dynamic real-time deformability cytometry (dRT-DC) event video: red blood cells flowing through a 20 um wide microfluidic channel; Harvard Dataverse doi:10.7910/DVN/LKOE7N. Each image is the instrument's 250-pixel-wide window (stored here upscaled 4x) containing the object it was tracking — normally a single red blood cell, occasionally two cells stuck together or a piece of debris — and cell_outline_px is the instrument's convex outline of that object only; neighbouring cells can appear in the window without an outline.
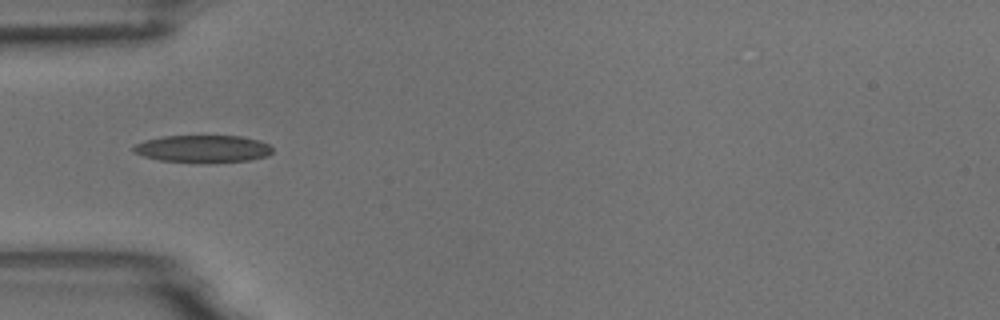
{"species": "common noctule bat (a hibernating species)", "species_latin": "Nyctalus noctula", "temperature_condition": "room temperature", "stored_images_in_passage": 6, "camera_frame_rate_fps": 3000, "um_per_image_px": 0.085, "animal": {"sex": "male", "body_mass_g": 18.8}, "frame": {"image": 1, "passage_image": 1, "time_ms": 0.0, "image_size_px": [1000, 320], "cell_outline_px": [[272, 152], [268, 156], [248, 160], [196, 164], [160, 160], [144, 156], [132, 152], [132, 148], [136, 144], [144, 140], [164, 136], [240, 136], [260, 140], [268, 144], [272, 148]], "centroid_in_image_um": [17.23, 12.66], "position_along_channel_um": 67.8, "area_um2": 22.48}}
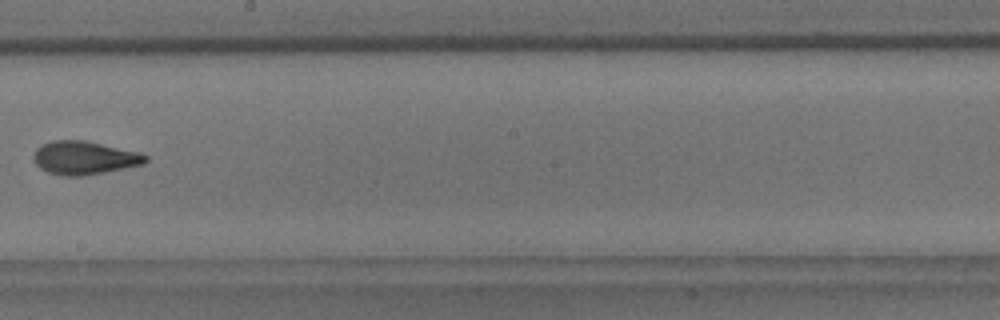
{"frame": {"image": 2, "passage_image": 5, "time_ms": 1.333, "image_size_px": [1000, 320], "cell_outline_px": [[148, 160], [144, 164], [84, 176], [64, 176], [48, 172], [40, 168], [32, 160], [36, 148], [52, 140], [84, 140], [140, 152], [148, 156]], "centroid_in_image_um": [7.17, 13.42], "position_along_channel_um": 241.0, "area_um2": 21.79}}